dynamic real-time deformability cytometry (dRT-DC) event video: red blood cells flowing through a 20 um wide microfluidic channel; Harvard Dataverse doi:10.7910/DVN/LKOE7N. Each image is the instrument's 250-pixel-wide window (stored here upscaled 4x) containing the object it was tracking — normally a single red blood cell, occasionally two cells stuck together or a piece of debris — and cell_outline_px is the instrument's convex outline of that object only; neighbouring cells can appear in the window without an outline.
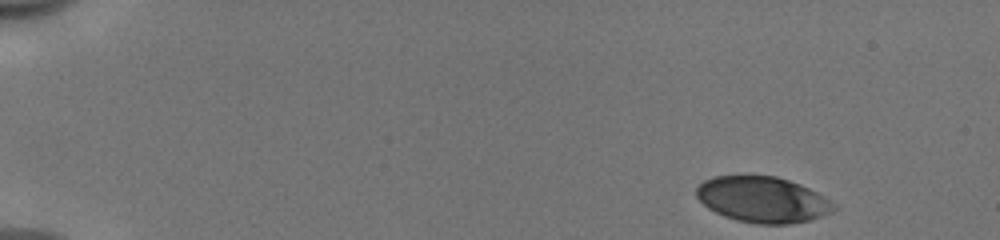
{"species": "human", "species_latin": "Homo sapiens", "temperature_condition": "cold", "stored_images_in_passage": 48, "camera_frame_rate_fps": 3000, "um_per_image_px": 0.085, "donor": {"sex": "male"}, "frame": {"image": 1, "passage_image": 1, "time_ms": 0.0, "image_size_px": [1000, 240], "cell_outline_px": [[840, 208], [832, 212], [808, 220], [788, 224], [756, 224], [736, 220], [724, 216], [708, 208], [696, 196], [696, 188], [704, 180], [712, 176], [776, 176], [800, 184], [824, 196], [836, 204]], "centroid_in_image_um": [64.84, 16.97], "position_along_channel_um": 20.2, "area_um2": 36.7}}
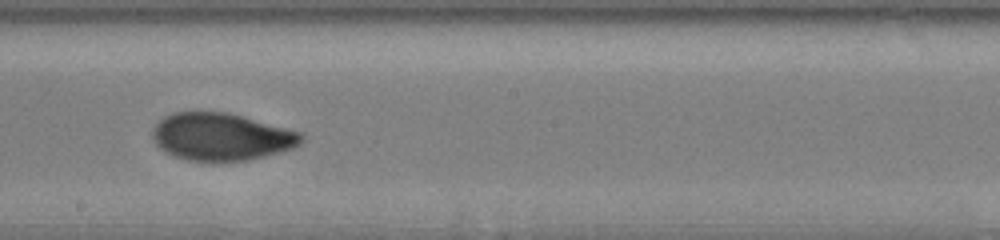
{"frame": {"image": 2, "passage_image": 27, "time_ms": 8.667, "image_size_px": [1000, 240], "cell_outline_px": [[304, 140], [296, 148], [248, 160], [212, 164], [188, 160], [176, 156], [160, 148], [152, 140], [152, 128], [164, 116], [172, 112], [228, 112], [304, 132]], "centroid_in_image_um": [18.85, 11.65], "position_along_channel_um": 229.4, "area_um2": 42.08}}
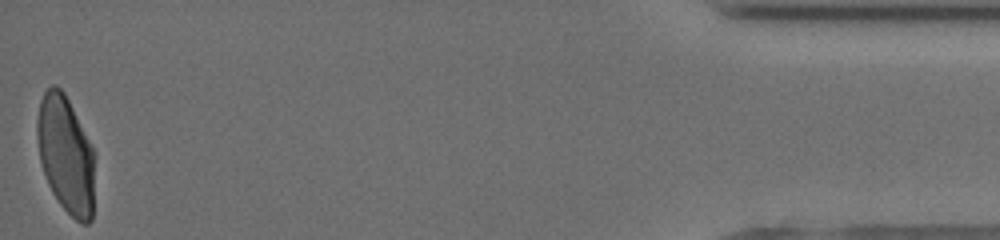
{"frame": {"image": 3, "passage_image": 48, "time_ms": 15.667, "image_size_px": [1000, 240], "cell_outline_px": [[92, 220], [88, 224], [80, 224], [60, 204], [52, 192], [48, 184], [40, 160], [36, 136], [36, 120], [40, 100], [44, 92], [52, 84], [56, 84], [64, 92], [92, 148]], "centroid_in_image_um": [5.54, 13.12], "position_along_channel_um": 429.7, "area_um2": 38.55}, "authors_computed_cell_mechanics": {"area_um2": 39.4774, "velocity_mm_per_s": 3.97, "shape_relaxation_time_tau1_ms": 3.8986, "shape_relaxation_time_tau2_ms": 0.9149, "deformation_change_tau1": 0.1614, "deformation_change_tau2": 0.0517}}